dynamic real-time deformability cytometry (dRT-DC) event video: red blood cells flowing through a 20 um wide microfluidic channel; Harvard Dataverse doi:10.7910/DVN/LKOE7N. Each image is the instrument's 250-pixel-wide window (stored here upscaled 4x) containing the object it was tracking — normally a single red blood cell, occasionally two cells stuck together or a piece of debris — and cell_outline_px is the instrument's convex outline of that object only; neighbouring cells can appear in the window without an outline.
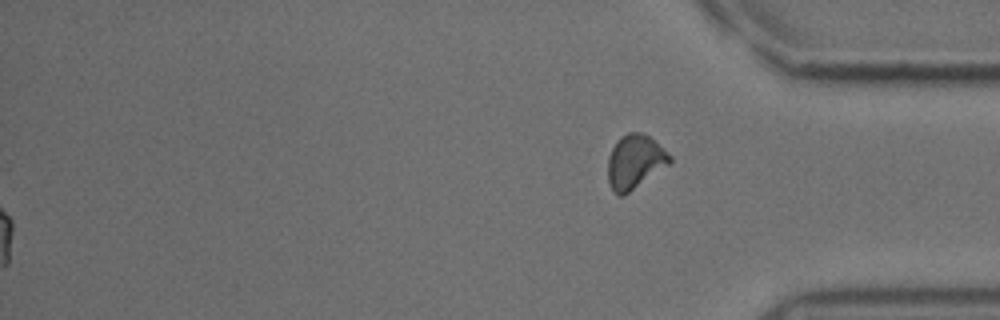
{"species": "common noctule bat (a hibernating species)", "species_latin": "Nyctalus noctula", "temperature_condition": "cold", "stored_images_in_passage": 57, "segment_of_instrument_passage": [2, 2], "camera_frame_rate_fps": 3000, "um_per_image_px": 0.085, "animal": {"sex": "male", "body_mass_g": 18.8}, "frame": {"image": 1, "passage_image": 57, "time_ms": 18.667, "image_size_px": [1000, 320], "cell_outline_px": [[672, 164], [624, 196], [620, 196], [612, 188], [608, 180], [608, 156], [616, 140], [620, 136], [628, 132], [644, 132], [672, 156]], "centroid_in_image_um": [53.99, 13.74], "position_along_channel_um": 381.2, "area_um2": 19.83}}